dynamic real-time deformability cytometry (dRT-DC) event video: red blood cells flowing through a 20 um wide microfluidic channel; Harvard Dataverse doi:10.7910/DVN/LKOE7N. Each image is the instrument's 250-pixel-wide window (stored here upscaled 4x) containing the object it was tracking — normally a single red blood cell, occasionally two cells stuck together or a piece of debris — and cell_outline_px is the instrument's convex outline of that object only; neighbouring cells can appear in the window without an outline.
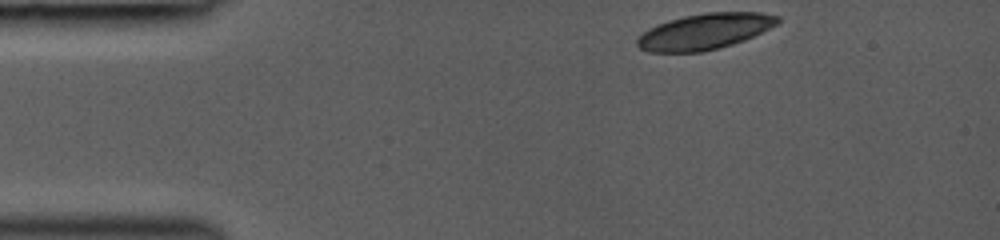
{"species": "common noctule bat (a hibernating species)", "species_latin": "Nyctalus noctula", "temperature_condition": "room temperature", "stored_images_in_passage": 5, "camera_frame_rate_fps": 3000, "um_per_image_px": 0.085, "animal": {"sex": "female", "body_mass_g": 19.0, "forearm_length_mm": 53.3}, "frame": {"image": 1, "passage_image": 1, "time_ms": 0.0, "image_size_px": [1000, 240], "cell_outline_px": [[780, 24], [744, 40], [720, 48], [704, 52], [648, 52], [640, 48], [636, 44], [636, 40], [648, 28], [656, 24], [668, 20], [684, 16], [704, 12], [760, 12], [780, 16]], "centroid_in_image_um": [59.92, 2.67], "position_along_channel_um": 25.1, "area_um2": 29.65}}
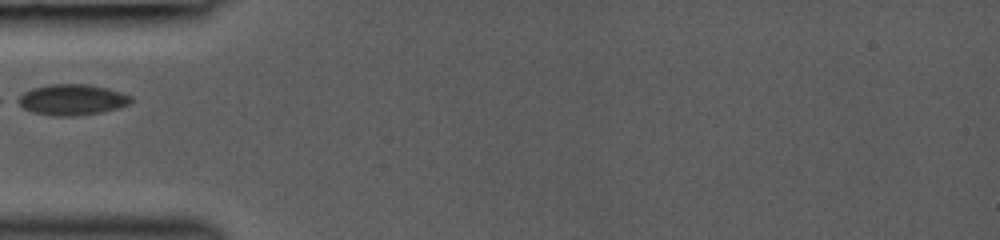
{"frame": {"image": 2, "passage_image": 5, "time_ms": 3.0, "image_size_px": [1000, 240], "cell_outline_px": [[132, 100], [128, 104], [116, 108], [100, 112], [76, 116], [52, 116], [32, 112], [24, 108], [12, 100], [16, 96], [32, 88], [48, 84], [88, 84], [108, 88], [132, 96]], "centroid_in_image_um": [6.04, 8.47], "position_along_channel_um": 79.0, "area_um2": 20.52}}